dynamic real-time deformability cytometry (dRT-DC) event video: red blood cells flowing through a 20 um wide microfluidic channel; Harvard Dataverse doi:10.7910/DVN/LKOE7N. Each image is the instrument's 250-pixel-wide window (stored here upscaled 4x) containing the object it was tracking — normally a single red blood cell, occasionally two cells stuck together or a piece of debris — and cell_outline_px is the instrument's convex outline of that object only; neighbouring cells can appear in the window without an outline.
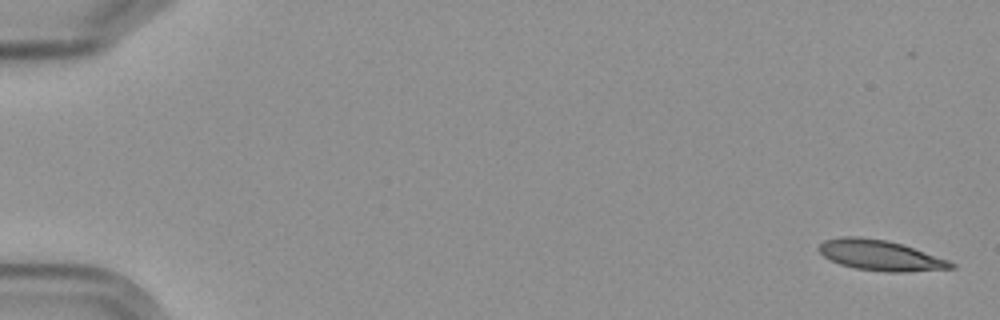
{"species": "Egyptian fruit bat (a non-hibernating species)", "species_latin": "Rousettus aegyptiacus", "temperature_condition": "cold", "stored_images_in_passage": 5, "camera_frame_rate_fps": 3000, "um_per_image_px": 0.085, "frame": {"image": 1, "passage_image": 5, "time_ms": 5.667, "image_size_px": [1000, 320], "cell_outline_px": [[956, 268], [904, 272], [888, 272], [856, 268], [840, 264], [824, 256], [816, 248], [824, 240], [840, 236], [860, 236], [888, 240], [904, 244], [948, 260], [956, 264]], "centroid_in_image_um": [74.83, 21.68], "position_along_channel_um": 10.2, "area_um2": 23.58}}